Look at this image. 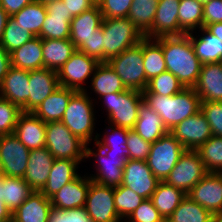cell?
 Instances as JSON below:
<instances>
[{
	"instance_id": "1",
	"label": "cell",
	"mask_w": 222,
	"mask_h": 222,
	"mask_svg": "<svg viewBox=\"0 0 222 222\" xmlns=\"http://www.w3.org/2000/svg\"><path fill=\"white\" fill-rule=\"evenodd\" d=\"M156 40L162 45L167 71L176 76L184 88H193L202 63L195 55L189 36L160 37Z\"/></svg>"
},
{
	"instance_id": "2",
	"label": "cell",
	"mask_w": 222,
	"mask_h": 222,
	"mask_svg": "<svg viewBox=\"0 0 222 222\" xmlns=\"http://www.w3.org/2000/svg\"><path fill=\"white\" fill-rule=\"evenodd\" d=\"M143 99L159 114L169 132L201 110V99L193 88H184L172 96L143 94Z\"/></svg>"
},
{
	"instance_id": "3",
	"label": "cell",
	"mask_w": 222,
	"mask_h": 222,
	"mask_svg": "<svg viewBox=\"0 0 222 222\" xmlns=\"http://www.w3.org/2000/svg\"><path fill=\"white\" fill-rule=\"evenodd\" d=\"M85 91H76L70 98L61 122L86 144L96 141L99 133H94L95 114L94 104ZM95 113V114H94ZM95 134V136H94Z\"/></svg>"
},
{
	"instance_id": "4",
	"label": "cell",
	"mask_w": 222,
	"mask_h": 222,
	"mask_svg": "<svg viewBox=\"0 0 222 222\" xmlns=\"http://www.w3.org/2000/svg\"><path fill=\"white\" fill-rule=\"evenodd\" d=\"M104 62L138 44L145 36L128 17L103 18Z\"/></svg>"
},
{
	"instance_id": "5",
	"label": "cell",
	"mask_w": 222,
	"mask_h": 222,
	"mask_svg": "<svg viewBox=\"0 0 222 222\" xmlns=\"http://www.w3.org/2000/svg\"><path fill=\"white\" fill-rule=\"evenodd\" d=\"M99 99L103 102L109 124L127 129L134 128L139 106L144 101L141 91L126 89L122 92L105 94Z\"/></svg>"
},
{
	"instance_id": "6",
	"label": "cell",
	"mask_w": 222,
	"mask_h": 222,
	"mask_svg": "<svg viewBox=\"0 0 222 222\" xmlns=\"http://www.w3.org/2000/svg\"><path fill=\"white\" fill-rule=\"evenodd\" d=\"M111 68L121 78L126 89L143 92L148 84L143 63V39L129 47L118 56L107 61Z\"/></svg>"
},
{
	"instance_id": "7",
	"label": "cell",
	"mask_w": 222,
	"mask_h": 222,
	"mask_svg": "<svg viewBox=\"0 0 222 222\" xmlns=\"http://www.w3.org/2000/svg\"><path fill=\"white\" fill-rule=\"evenodd\" d=\"M45 147L55 159L85 161L86 143L74 135L61 121L46 123Z\"/></svg>"
},
{
	"instance_id": "8",
	"label": "cell",
	"mask_w": 222,
	"mask_h": 222,
	"mask_svg": "<svg viewBox=\"0 0 222 222\" xmlns=\"http://www.w3.org/2000/svg\"><path fill=\"white\" fill-rule=\"evenodd\" d=\"M89 143L85 147V159H96L95 170L97 173L90 174L89 178L101 185H107L110 187H117L121 185L123 179V168L127 159L123 157V152L109 151L105 147H97V150H92L88 147ZM96 150V152H94Z\"/></svg>"
},
{
	"instance_id": "9",
	"label": "cell",
	"mask_w": 222,
	"mask_h": 222,
	"mask_svg": "<svg viewBox=\"0 0 222 222\" xmlns=\"http://www.w3.org/2000/svg\"><path fill=\"white\" fill-rule=\"evenodd\" d=\"M185 150L169 132L152 143L146 162L155 177L159 181H165Z\"/></svg>"
},
{
	"instance_id": "10",
	"label": "cell",
	"mask_w": 222,
	"mask_h": 222,
	"mask_svg": "<svg viewBox=\"0 0 222 222\" xmlns=\"http://www.w3.org/2000/svg\"><path fill=\"white\" fill-rule=\"evenodd\" d=\"M207 173L198 152L185 150L165 182L187 194Z\"/></svg>"
},
{
	"instance_id": "11",
	"label": "cell",
	"mask_w": 222,
	"mask_h": 222,
	"mask_svg": "<svg viewBox=\"0 0 222 222\" xmlns=\"http://www.w3.org/2000/svg\"><path fill=\"white\" fill-rule=\"evenodd\" d=\"M100 62L87 54L76 51L70 59L57 70L59 85L76 91H85V81L93 76Z\"/></svg>"
},
{
	"instance_id": "12",
	"label": "cell",
	"mask_w": 222,
	"mask_h": 222,
	"mask_svg": "<svg viewBox=\"0 0 222 222\" xmlns=\"http://www.w3.org/2000/svg\"><path fill=\"white\" fill-rule=\"evenodd\" d=\"M85 209L93 222H123L115 207L114 187L90 179Z\"/></svg>"
},
{
	"instance_id": "13",
	"label": "cell",
	"mask_w": 222,
	"mask_h": 222,
	"mask_svg": "<svg viewBox=\"0 0 222 222\" xmlns=\"http://www.w3.org/2000/svg\"><path fill=\"white\" fill-rule=\"evenodd\" d=\"M30 150L12 133L0 135V158L5 176L23 178Z\"/></svg>"
},
{
	"instance_id": "14",
	"label": "cell",
	"mask_w": 222,
	"mask_h": 222,
	"mask_svg": "<svg viewBox=\"0 0 222 222\" xmlns=\"http://www.w3.org/2000/svg\"><path fill=\"white\" fill-rule=\"evenodd\" d=\"M170 133L186 150H197L213 136L211 127L201 110L184 119Z\"/></svg>"
},
{
	"instance_id": "15",
	"label": "cell",
	"mask_w": 222,
	"mask_h": 222,
	"mask_svg": "<svg viewBox=\"0 0 222 222\" xmlns=\"http://www.w3.org/2000/svg\"><path fill=\"white\" fill-rule=\"evenodd\" d=\"M216 218L222 215V177L207 173L187 194Z\"/></svg>"
},
{
	"instance_id": "16",
	"label": "cell",
	"mask_w": 222,
	"mask_h": 222,
	"mask_svg": "<svg viewBox=\"0 0 222 222\" xmlns=\"http://www.w3.org/2000/svg\"><path fill=\"white\" fill-rule=\"evenodd\" d=\"M123 170L121 185L130 188L144 199H150L160 181L152 173L147 162L127 159Z\"/></svg>"
},
{
	"instance_id": "17",
	"label": "cell",
	"mask_w": 222,
	"mask_h": 222,
	"mask_svg": "<svg viewBox=\"0 0 222 222\" xmlns=\"http://www.w3.org/2000/svg\"><path fill=\"white\" fill-rule=\"evenodd\" d=\"M29 86V99L21 107L24 113H32L60 87L57 71L45 67L29 71Z\"/></svg>"
},
{
	"instance_id": "18",
	"label": "cell",
	"mask_w": 222,
	"mask_h": 222,
	"mask_svg": "<svg viewBox=\"0 0 222 222\" xmlns=\"http://www.w3.org/2000/svg\"><path fill=\"white\" fill-rule=\"evenodd\" d=\"M179 3L180 0H159L152 29L145 37L156 39L185 35L178 22Z\"/></svg>"
},
{
	"instance_id": "19",
	"label": "cell",
	"mask_w": 222,
	"mask_h": 222,
	"mask_svg": "<svg viewBox=\"0 0 222 222\" xmlns=\"http://www.w3.org/2000/svg\"><path fill=\"white\" fill-rule=\"evenodd\" d=\"M46 5L47 15L41 27V39H69L70 22L73 17L69 14L62 0L49 2Z\"/></svg>"
},
{
	"instance_id": "20",
	"label": "cell",
	"mask_w": 222,
	"mask_h": 222,
	"mask_svg": "<svg viewBox=\"0 0 222 222\" xmlns=\"http://www.w3.org/2000/svg\"><path fill=\"white\" fill-rule=\"evenodd\" d=\"M55 158L46 147L31 149L24 181L36 192H40L48 180Z\"/></svg>"
},
{
	"instance_id": "21",
	"label": "cell",
	"mask_w": 222,
	"mask_h": 222,
	"mask_svg": "<svg viewBox=\"0 0 222 222\" xmlns=\"http://www.w3.org/2000/svg\"><path fill=\"white\" fill-rule=\"evenodd\" d=\"M89 187L90 178L88 174L82 177L79 175L70 183L62 186L60 190L50 198L52 207L61 210L85 207Z\"/></svg>"
},
{
	"instance_id": "22",
	"label": "cell",
	"mask_w": 222,
	"mask_h": 222,
	"mask_svg": "<svg viewBox=\"0 0 222 222\" xmlns=\"http://www.w3.org/2000/svg\"><path fill=\"white\" fill-rule=\"evenodd\" d=\"M201 102L222 101V63L202 64L198 80L193 87Z\"/></svg>"
},
{
	"instance_id": "23",
	"label": "cell",
	"mask_w": 222,
	"mask_h": 222,
	"mask_svg": "<svg viewBox=\"0 0 222 222\" xmlns=\"http://www.w3.org/2000/svg\"><path fill=\"white\" fill-rule=\"evenodd\" d=\"M13 134L29 150L45 147L46 123L33 113H22Z\"/></svg>"
},
{
	"instance_id": "24",
	"label": "cell",
	"mask_w": 222,
	"mask_h": 222,
	"mask_svg": "<svg viewBox=\"0 0 222 222\" xmlns=\"http://www.w3.org/2000/svg\"><path fill=\"white\" fill-rule=\"evenodd\" d=\"M29 71L10 67L0 85V97L20 108L29 99Z\"/></svg>"
},
{
	"instance_id": "25",
	"label": "cell",
	"mask_w": 222,
	"mask_h": 222,
	"mask_svg": "<svg viewBox=\"0 0 222 222\" xmlns=\"http://www.w3.org/2000/svg\"><path fill=\"white\" fill-rule=\"evenodd\" d=\"M51 209L50 199L34 191L12 212V218L16 222H48Z\"/></svg>"
},
{
	"instance_id": "26",
	"label": "cell",
	"mask_w": 222,
	"mask_h": 222,
	"mask_svg": "<svg viewBox=\"0 0 222 222\" xmlns=\"http://www.w3.org/2000/svg\"><path fill=\"white\" fill-rule=\"evenodd\" d=\"M80 163L69 159H55L46 184L40 191L45 197L51 198L62 186L77 178Z\"/></svg>"
},
{
	"instance_id": "27",
	"label": "cell",
	"mask_w": 222,
	"mask_h": 222,
	"mask_svg": "<svg viewBox=\"0 0 222 222\" xmlns=\"http://www.w3.org/2000/svg\"><path fill=\"white\" fill-rule=\"evenodd\" d=\"M103 16L99 5L75 16L70 22V40L78 48L101 26Z\"/></svg>"
},
{
	"instance_id": "28",
	"label": "cell",
	"mask_w": 222,
	"mask_h": 222,
	"mask_svg": "<svg viewBox=\"0 0 222 222\" xmlns=\"http://www.w3.org/2000/svg\"><path fill=\"white\" fill-rule=\"evenodd\" d=\"M133 130L150 143H154L169 133L159 114L147 105L145 101L139 106L138 119Z\"/></svg>"
},
{
	"instance_id": "29",
	"label": "cell",
	"mask_w": 222,
	"mask_h": 222,
	"mask_svg": "<svg viewBox=\"0 0 222 222\" xmlns=\"http://www.w3.org/2000/svg\"><path fill=\"white\" fill-rule=\"evenodd\" d=\"M76 90L59 87L49 95L32 113L43 122L61 121L71 96Z\"/></svg>"
},
{
	"instance_id": "30",
	"label": "cell",
	"mask_w": 222,
	"mask_h": 222,
	"mask_svg": "<svg viewBox=\"0 0 222 222\" xmlns=\"http://www.w3.org/2000/svg\"><path fill=\"white\" fill-rule=\"evenodd\" d=\"M11 66L27 71L43 68L42 39L34 37L10 53Z\"/></svg>"
},
{
	"instance_id": "31",
	"label": "cell",
	"mask_w": 222,
	"mask_h": 222,
	"mask_svg": "<svg viewBox=\"0 0 222 222\" xmlns=\"http://www.w3.org/2000/svg\"><path fill=\"white\" fill-rule=\"evenodd\" d=\"M43 68L57 71L77 51L70 39H42Z\"/></svg>"
},
{
	"instance_id": "32",
	"label": "cell",
	"mask_w": 222,
	"mask_h": 222,
	"mask_svg": "<svg viewBox=\"0 0 222 222\" xmlns=\"http://www.w3.org/2000/svg\"><path fill=\"white\" fill-rule=\"evenodd\" d=\"M202 32L197 37L193 32L187 33L189 36L195 55L205 63H220L222 61V40L210 34L204 27L199 29ZM200 37V38H199Z\"/></svg>"
},
{
	"instance_id": "33",
	"label": "cell",
	"mask_w": 222,
	"mask_h": 222,
	"mask_svg": "<svg viewBox=\"0 0 222 222\" xmlns=\"http://www.w3.org/2000/svg\"><path fill=\"white\" fill-rule=\"evenodd\" d=\"M34 190L24 181L23 178L1 176L0 177V200L11 212L15 211Z\"/></svg>"
},
{
	"instance_id": "34",
	"label": "cell",
	"mask_w": 222,
	"mask_h": 222,
	"mask_svg": "<svg viewBox=\"0 0 222 222\" xmlns=\"http://www.w3.org/2000/svg\"><path fill=\"white\" fill-rule=\"evenodd\" d=\"M92 91L98 95V99L105 95L126 90L121 78L107 62H100L91 77Z\"/></svg>"
},
{
	"instance_id": "35",
	"label": "cell",
	"mask_w": 222,
	"mask_h": 222,
	"mask_svg": "<svg viewBox=\"0 0 222 222\" xmlns=\"http://www.w3.org/2000/svg\"><path fill=\"white\" fill-rule=\"evenodd\" d=\"M185 196L186 193L182 190L167 184L165 181H160L150 199L163 218L168 219Z\"/></svg>"
},
{
	"instance_id": "36",
	"label": "cell",
	"mask_w": 222,
	"mask_h": 222,
	"mask_svg": "<svg viewBox=\"0 0 222 222\" xmlns=\"http://www.w3.org/2000/svg\"><path fill=\"white\" fill-rule=\"evenodd\" d=\"M46 15V5L34 1L33 3L26 5L19 12L13 14L11 17L17 25L27 29L35 37H39Z\"/></svg>"
},
{
	"instance_id": "37",
	"label": "cell",
	"mask_w": 222,
	"mask_h": 222,
	"mask_svg": "<svg viewBox=\"0 0 222 222\" xmlns=\"http://www.w3.org/2000/svg\"><path fill=\"white\" fill-rule=\"evenodd\" d=\"M143 63L147 81L167 71L162 45L156 39L143 38Z\"/></svg>"
},
{
	"instance_id": "38",
	"label": "cell",
	"mask_w": 222,
	"mask_h": 222,
	"mask_svg": "<svg viewBox=\"0 0 222 222\" xmlns=\"http://www.w3.org/2000/svg\"><path fill=\"white\" fill-rule=\"evenodd\" d=\"M159 0H133L128 19L145 36L153 26Z\"/></svg>"
},
{
	"instance_id": "39",
	"label": "cell",
	"mask_w": 222,
	"mask_h": 222,
	"mask_svg": "<svg viewBox=\"0 0 222 222\" xmlns=\"http://www.w3.org/2000/svg\"><path fill=\"white\" fill-rule=\"evenodd\" d=\"M167 220L170 222H215L216 217L186 195Z\"/></svg>"
},
{
	"instance_id": "40",
	"label": "cell",
	"mask_w": 222,
	"mask_h": 222,
	"mask_svg": "<svg viewBox=\"0 0 222 222\" xmlns=\"http://www.w3.org/2000/svg\"><path fill=\"white\" fill-rule=\"evenodd\" d=\"M178 22L186 34L203 28V4L198 0H180Z\"/></svg>"
},
{
	"instance_id": "41",
	"label": "cell",
	"mask_w": 222,
	"mask_h": 222,
	"mask_svg": "<svg viewBox=\"0 0 222 222\" xmlns=\"http://www.w3.org/2000/svg\"><path fill=\"white\" fill-rule=\"evenodd\" d=\"M208 173L222 171V137L212 136L196 150Z\"/></svg>"
},
{
	"instance_id": "42",
	"label": "cell",
	"mask_w": 222,
	"mask_h": 222,
	"mask_svg": "<svg viewBox=\"0 0 222 222\" xmlns=\"http://www.w3.org/2000/svg\"><path fill=\"white\" fill-rule=\"evenodd\" d=\"M108 125L109 126L106 127V129L108 128L109 131L106 130V132L103 134L104 136H100L101 134H98L97 140L94 142V144L98 145L99 147H105L109 151L123 152V157L129 159V151L127 149V136L129 129L117 127L111 124Z\"/></svg>"
},
{
	"instance_id": "43",
	"label": "cell",
	"mask_w": 222,
	"mask_h": 222,
	"mask_svg": "<svg viewBox=\"0 0 222 222\" xmlns=\"http://www.w3.org/2000/svg\"><path fill=\"white\" fill-rule=\"evenodd\" d=\"M183 89L184 86L180 83L178 78L171 72L165 71L151 78L142 94L172 96L180 93Z\"/></svg>"
},
{
	"instance_id": "44",
	"label": "cell",
	"mask_w": 222,
	"mask_h": 222,
	"mask_svg": "<svg viewBox=\"0 0 222 222\" xmlns=\"http://www.w3.org/2000/svg\"><path fill=\"white\" fill-rule=\"evenodd\" d=\"M143 200V197L124 185L114 187L115 207L122 221H125Z\"/></svg>"
},
{
	"instance_id": "45",
	"label": "cell",
	"mask_w": 222,
	"mask_h": 222,
	"mask_svg": "<svg viewBox=\"0 0 222 222\" xmlns=\"http://www.w3.org/2000/svg\"><path fill=\"white\" fill-rule=\"evenodd\" d=\"M35 36L10 17L3 32L0 45L10 54Z\"/></svg>"
},
{
	"instance_id": "46",
	"label": "cell",
	"mask_w": 222,
	"mask_h": 222,
	"mask_svg": "<svg viewBox=\"0 0 222 222\" xmlns=\"http://www.w3.org/2000/svg\"><path fill=\"white\" fill-rule=\"evenodd\" d=\"M22 113L18 105L0 97V135L13 133Z\"/></svg>"
},
{
	"instance_id": "47",
	"label": "cell",
	"mask_w": 222,
	"mask_h": 222,
	"mask_svg": "<svg viewBox=\"0 0 222 222\" xmlns=\"http://www.w3.org/2000/svg\"><path fill=\"white\" fill-rule=\"evenodd\" d=\"M152 143L144 140L133 129H129L127 136V149L129 159L146 161L151 150Z\"/></svg>"
},
{
	"instance_id": "48",
	"label": "cell",
	"mask_w": 222,
	"mask_h": 222,
	"mask_svg": "<svg viewBox=\"0 0 222 222\" xmlns=\"http://www.w3.org/2000/svg\"><path fill=\"white\" fill-rule=\"evenodd\" d=\"M164 220L160 212L154 207L152 200L144 199L125 222H164Z\"/></svg>"
},
{
	"instance_id": "49",
	"label": "cell",
	"mask_w": 222,
	"mask_h": 222,
	"mask_svg": "<svg viewBox=\"0 0 222 222\" xmlns=\"http://www.w3.org/2000/svg\"><path fill=\"white\" fill-rule=\"evenodd\" d=\"M201 111L211 127L212 134L222 137V101L201 102Z\"/></svg>"
},
{
	"instance_id": "50",
	"label": "cell",
	"mask_w": 222,
	"mask_h": 222,
	"mask_svg": "<svg viewBox=\"0 0 222 222\" xmlns=\"http://www.w3.org/2000/svg\"><path fill=\"white\" fill-rule=\"evenodd\" d=\"M48 222H93L85 207L61 210L52 207Z\"/></svg>"
},
{
	"instance_id": "51",
	"label": "cell",
	"mask_w": 222,
	"mask_h": 222,
	"mask_svg": "<svg viewBox=\"0 0 222 222\" xmlns=\"http://www.w3.org/2000/svg\"><path fill=\"white\" fill-rule=\"evenodd\" d=\"M103 36V28L100 26L77 50L95 58L99 62H104Z\"/></svg>"
},
{
	"instance_id": "52",
	"label": "cell",
	"mask_w": 222,
	"mask_h": 222,
	"mask_svg": "<svg viewBox=\"0 0 222 222\" xmlns=\"http://www.w3.org/2000/svg\"><path fill=\"white\" fill-rule=\"evenodd\" d=\"M133 0H103L98 5L103 18L128 17Z\"/></svg>"
},
{
	"instance_id": "53",
	"label": "cell",
	"mask_w": 222,
	"mask_h": 222,
	"mask_svg": "<svg viewBox=\"0 0 222 222\" xmlns=\"http://www.w3.org/2000/svg\"><path fill=\"white\" fill-rule=\"evenodd\" d=\"M222 22V0H211L203 5V27Z\"/></svg>"
},
{
	"instance_id": "54",
	"label": "cell",
	"mask_w": 222,
	"mask_h": 222,
	"mask_svg": "<svg viewBox=\"0 0 222 222\" xmlns=\"http://www.w3.org/2000/svg\"><path fill=\"white\" fill-rule=\"evenodd\" d=\"M69 14L74 18L96 6L93 0H62Z\"/></svg>"
},
{
	"instance_id": "55",
	"label": "cell",
	"mask_w": 222,
	"mask_h": 222,
	"mask_svg": "<svg viewBox=\"0 0 222 222\" xmlns=\"http://www.w3.org/2000/svg\"><path fill=\"white\" fill-rule=\"evenodd\" d=\"M36 0H0V6L10 15V17L23 9L26 5Z\"/></svg>"
},
{
	"instance_id": "56",
	"label": "cell",
	"mask_w": 222,
	"mask_h": 222,
	"mask_svg": "<svg viewBox=\"0 0 222 222\" xmlns=\"http://www.w3.org/2000/svg\"><path fill=\"white\" fill-rule=\"evenodd\" d=\"M11 67L10 54L0 45V85Z\"/></svg>"
},
{
	"instance_id": "57",
	"label": "cell",
	"mask_w": 222,
	"mask_h": 222,
	"mask_svg": "<svg viewBox=\"0 0 222 222\" xmlns=\"http://www.w3.org/2000/svg\"><path fill=\"white\" fill-rule=\"evenodd\" d=\"M210 34L222 40V22L212 23L204 27Z\"/></svg>"
},
{
	"instance_id": "58",
	"label": "cell",
	"mask_w": 222,
	"mask_h": 222,
	"mask_svg": "<svg viewBox=\"0 0 222 222\" xmlns=\"http://www.w3.org/2000/svg\"><path fill=\"white\" fill-rule=\"evenodd\" d=\"M10 15L0 6V43Z\"/></svg>"
},
{
	"instance_id": "59",
	"label": "cell",
	"mask_w": 222,
	"mask_h": 222,
	"mask_svg": "<svg viewBox=\"0 0 222 222\" xmlns=\"http://www.w3.org/2000/svg\"><path fill=\"white\" fill-rule=\"evenodd\" d=\"M12 218V212L5 205L4 200H0V222H4Z\"/></svg>"
},
{
	"instance_id": "60",
	"label": "cell",
	"mask_w": 222,
	"mask_h": 222,
	"mask_svg": "<svg viewBox=\"0 0 222 222\" xmlns=\"http://www.w3.org/2000/svg\"><path fill=\"white\" fill-rule=\"evenodd\" d=\"M37 2H41L43 4H47L49 2H55V1H60V0H36Z\"/></svg>"
},
{
	"instance_id": "61",
	"label": "cell",
	"mask_w": 222,
	"mask_h": 222,
	"mask_svg": "<svg viewBox=\"0 0 222 222\" xmlns=\"http://www.w3.org/2000/svg\"><path fill=\"white\" fill-rule=\"evenodd\" d=\"M3 166H2V162H1V158H0V177L3 176Z\"/></svg>"
},
{
	"instance_id": "62",
	"label": "cell",
	"mask_w": 222,
	"mask_h": 222,
	"mask_svg": "<svg viewBox=\"0 0 222 222\" xmlns=\"http://www.w3.org/2000/svg\"><path fill=\"white\" fill-rule=\"evenodd\" d=\"M199 2H201L203 5L210 2L211 0H198Z\"/></svg>"
},
{
	"instance_id": "63",
	"label": "cell",
	"mask_w": 222,
	"mask_h": 222,
	"mask_svg": "<svg viewBox=\"0 0 222 222\" xmlns=\"http://www.w3.org/2000/svg\"><path fill=\"white\" fill-rule=\"evenodd\" d=\"M215 222H222V215L217 217Z\"/></svg>"
},
{
	"instance_id": "64",
	"label": "cell",
	"mask_w": 222,
	"mask_h": 222,
	"mask_svg": "<svg viewBox=\"0 0 222 222\" xmlns=\"http://www.w3.org/2000/svg\"><path fill=\"white\" fill-rule=\"evenodd\" d=\"M4 222H16L13 218H10L9 220H6Z\"/></svg>"
},
{
	"instance_id": "65",
	"label": "cell",
	"mask_w": 222,
	"mask_h": 222,
	"mask_svg": "<svg viewBox=\"0 0 222 222\" xmlns=\"http://www.w3.org/2000/svg\"><path fill=\"white\" fill-rule=\"evenodd\" d=\"M93 1L96 3V5H98L103 0H93Z\"/></svg>"
}]
</instances>
